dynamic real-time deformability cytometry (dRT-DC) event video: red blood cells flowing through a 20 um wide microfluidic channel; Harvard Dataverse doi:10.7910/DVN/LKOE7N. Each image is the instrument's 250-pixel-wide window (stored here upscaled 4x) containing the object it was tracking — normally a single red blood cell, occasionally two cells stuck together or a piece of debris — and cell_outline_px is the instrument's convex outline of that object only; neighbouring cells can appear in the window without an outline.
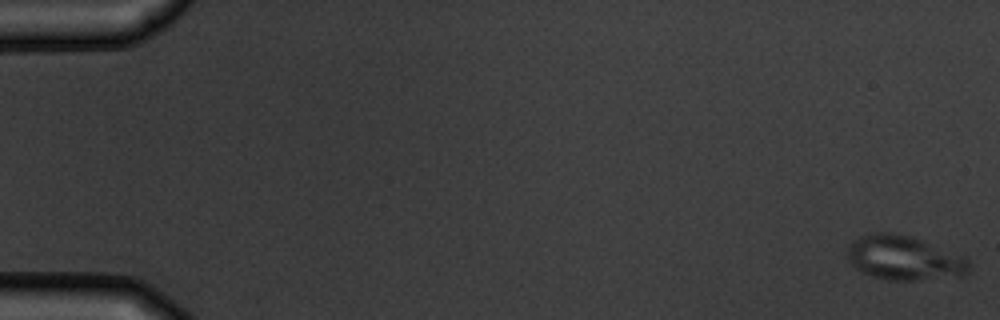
{"species": "common noctule bat (a hibernating species)", "species_latin": "Nyctalus noctula", "temperature_condition": "warm", "stored_images_in_passage": 7, "camera_frame_rate_fps": 3000, "um_per_image_px": 0.085, "animal": {"sex": "male", "body_mass_g": 19.5, "forearm_length_mm": 54.6}, "frame": {"image": 1, "passage_image": 1, "time_ms": 0.0, "image_size_px": [1000, 320], "cell_outline_px": [[968, 272], [960, 276], [916, 280], [888, 280], [872, 276], [860, 272], [848, 260], [848, 244], [852, 240], [860, 236], [876, 232], [896, 232], [968, 256]], "centroid_in_image_um": [76.84, 21.92], "position_along_channel_um": 8.2, "area_um2": 31.56}}